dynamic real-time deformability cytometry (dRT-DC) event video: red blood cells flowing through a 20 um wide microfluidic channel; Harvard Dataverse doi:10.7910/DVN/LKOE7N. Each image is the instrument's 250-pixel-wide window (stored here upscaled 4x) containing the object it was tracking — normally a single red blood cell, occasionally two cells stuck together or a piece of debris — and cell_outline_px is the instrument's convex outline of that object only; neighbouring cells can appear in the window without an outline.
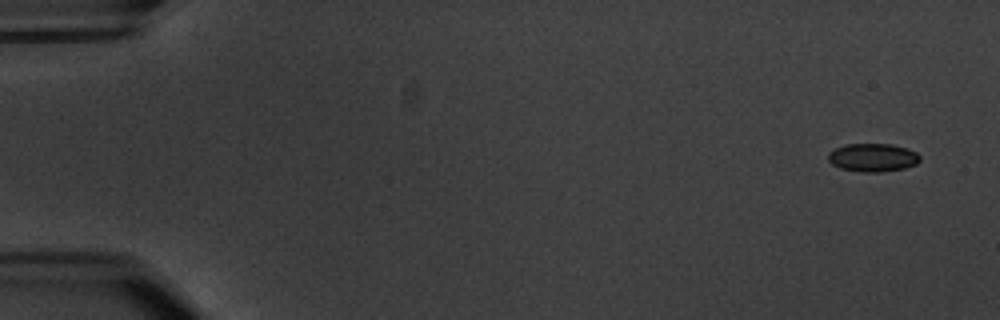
{"species": "common noctule bat (a hibernating species)", "species_latin": "Nyctalus noctula", "temperature_condition": "warm", "stored_images_in_passage": 2, "camera_frame_rate_fps": 3000, "um_per_image_px": 0.085, "animal": {"sex": "male", "body_mass_g": 20.1, "forearm_length_mm": 53.5}, "frame": {"image": 1, "passage_image": 2, "time_ms": 1.333, "image_size_px": [1000, 320], "cell_outline_px": [[920, 160], [916, 164], [904, 168], [880, 172], [860, 172], [840, 168], [832, 164], [828, 160], [828, 152], [844, 144], [892, 144], [908, 148], [916, 152], [920, 156]], "centroid_in_image_um": [74.18, 13.38], "position_along_channel_um": 10.8, "area_um2": 15.2}}